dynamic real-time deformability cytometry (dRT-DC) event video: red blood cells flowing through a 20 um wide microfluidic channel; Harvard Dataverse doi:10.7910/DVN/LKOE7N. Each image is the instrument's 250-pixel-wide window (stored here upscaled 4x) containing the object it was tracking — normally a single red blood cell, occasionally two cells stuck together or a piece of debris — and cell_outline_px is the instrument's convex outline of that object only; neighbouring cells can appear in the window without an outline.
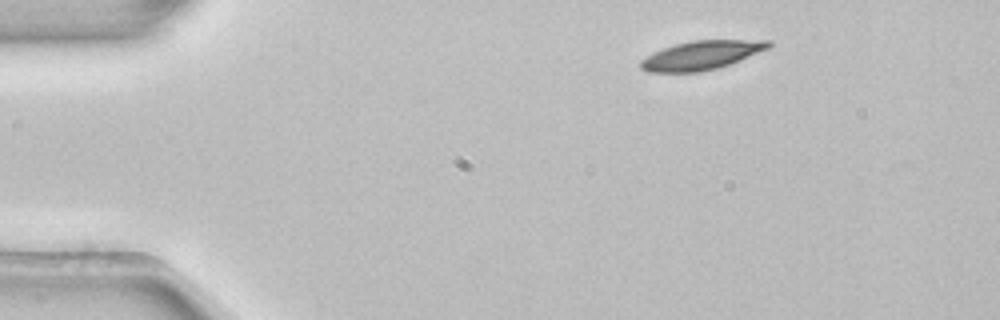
{"species": "common noctule bat (a hibernating species)", "species_latin": "Nyctalus noctula", "temperature_condition": "room temperature", "stored_images_in_passage": 3, "camera_frame_rate_fps": 3000, "um_per_image_px": 0.085, "animal": {"sex": "female", "body_mass_g": 22.7, "forearm_length_mm": 54.2}, "frame": {"image": 1, "passage_image": 1, "time_ms": 0.0, "image_size_px": [1000, 320], "cell_outline_px": [[772, 44], [768, 48], [740, 60], [716, 68], [700, 72], [648, 72], [640, 68], [640, 60], [664, 48], [676, 44], [692, 40], [772, 40]], "centroid_in_image_um": [59.63, 4.69], "position_along_channel_um": 25.4, "area_um2": 21.21}}
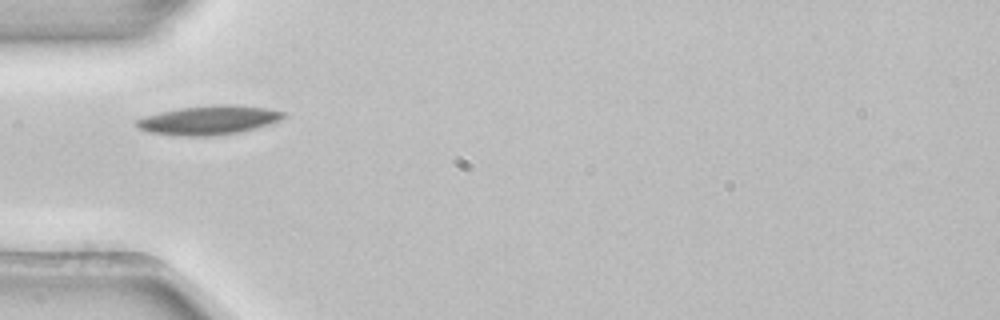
{"frame": {"image": 2, "passage_image": 3, "time_ms": 0.667, "image_size_px": [1000, 320], "cell_outline_px": [[284, 116], [280, 120], [268, 124], [240, 132], [212, 136], [180, 136], [148, 132], [136, 128], [132, 124], [136, 120], [144, 116], [160, 112], [180, 108], [220, 104], [236, 104], [268, 108], [284, 112]], "centroid_in_image_um": [17.69, 10.21], "position_along_channel_um": 67.3, "area_um2": 25.03}}